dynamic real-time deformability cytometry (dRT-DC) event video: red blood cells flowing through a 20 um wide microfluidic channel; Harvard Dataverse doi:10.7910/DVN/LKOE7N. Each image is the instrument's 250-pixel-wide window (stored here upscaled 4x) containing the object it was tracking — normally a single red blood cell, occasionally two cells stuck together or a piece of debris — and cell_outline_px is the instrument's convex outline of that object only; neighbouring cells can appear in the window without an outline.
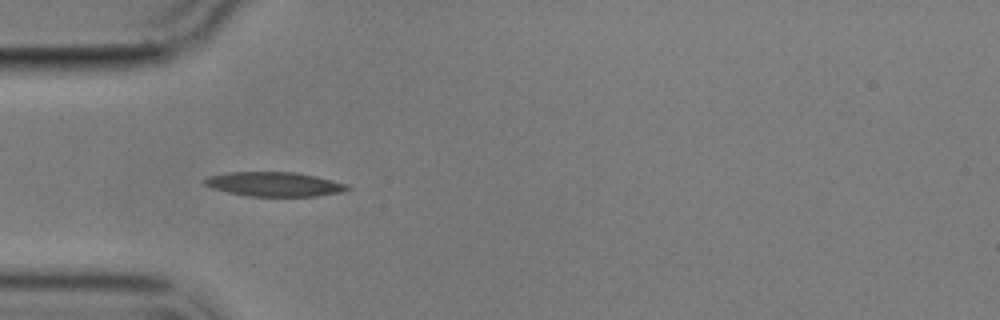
{"species": "common noctule bat (a hibernating species)", "species_latin": "Nyctalus noctula", "temperature_condition": "cold", "stored_images_in_passage": 4, "camera_frame_rate_fps": 3000, "um_per_image_px": 0.085, "animal": {"sex": "male", "body_mass_g": 17.9}, "frame": {"image": 1, "passage_image": 1, "time_ms": 0.0, "image_size_px": [1000, 320], "cell_outline_px": [[352, 188], [340, 192], [316, 196], [248, 196], [228, 192], [212, 188], [204, 184], [204, 180], [208, 176], [228, 172], [296, 172], [316, 176], [348, 184]], "centroid_in_image_um": [23.32, 15.65], "position_along_channel_um": 61.7, "area_um2": 20.23}}
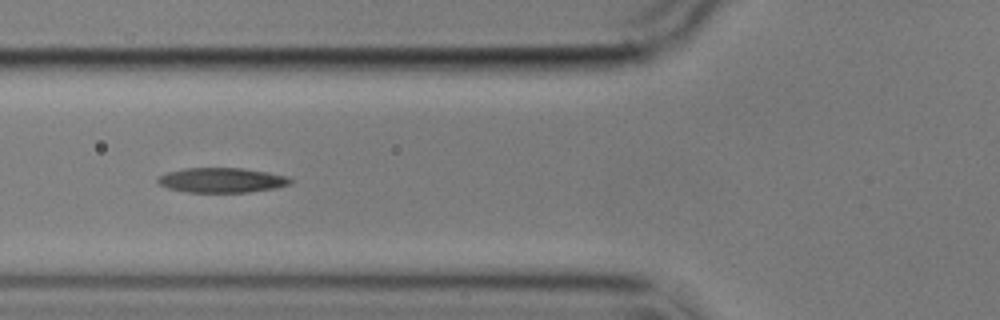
{"frame": {"image": 2, "passage_image": 2, "time_ms": 1.333, "image_size_px": [1000, 320], "cell_outline_px": [[296, 180], [292, 184], [276, 188], [248, 192], [188, 192], [168, 188], [160, 184], [156, 180], [160, 176], [168, 172], [184, 168], [244, 168], [268, 172], [288, 176]], "centroid_in_image_um": [18.93, 15.31], "position_along_channel_um": 106.9, "area_um2": 19.31}}
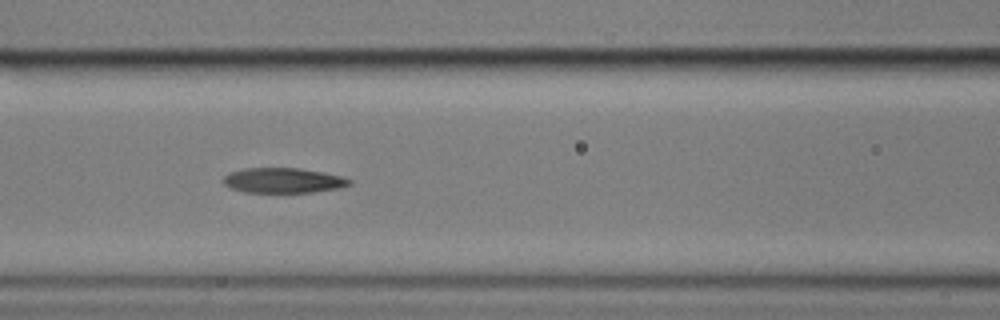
{"frame": {"image": 3, "passage_image": 3, "time_ms": 2.333, "image_size_px": [1000, 320], "cell_outline_px": [[352, 184], [340, 188], [312, 192], [244, 192], [232, 188], [224, 184], [224, 176], [228, 172], [244, 168], [300, 168], [324, 172], [344, 176], [352, 180]], "centroid_in_image_um": [24.11, 15.33], "position_along_channel_um": 142.5, "area_um2": 18.55}}